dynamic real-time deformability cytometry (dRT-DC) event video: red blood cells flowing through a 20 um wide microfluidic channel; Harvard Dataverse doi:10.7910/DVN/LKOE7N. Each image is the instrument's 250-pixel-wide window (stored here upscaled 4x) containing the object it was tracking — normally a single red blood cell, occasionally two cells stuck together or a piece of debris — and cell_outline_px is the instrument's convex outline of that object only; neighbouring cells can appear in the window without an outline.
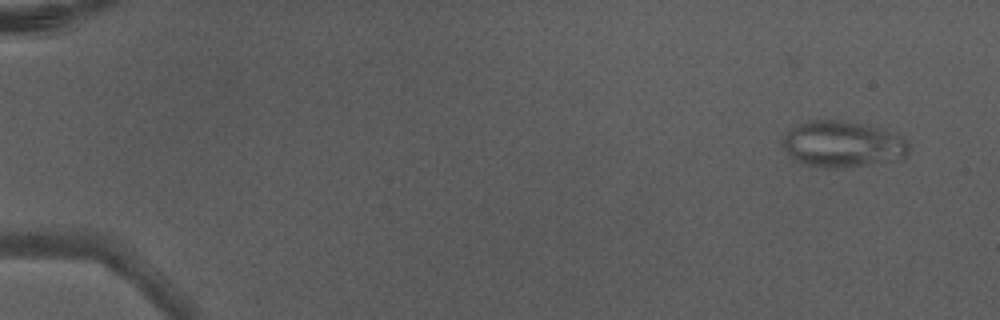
{"species": "Egyptian fruit bat (a non-hibernating species)", "species_latin": "Rousettus aegyptiacus", "temperature_condition": "warm", "stored_images_in_passage": 6, "camera_frame_rate_fps": 3000, "um_per_image_px": 0.085, "animal": {"sex": "male"}, "frame": {"image": 1, "passage_image": 2, "time_ms": 0.333, "image_size_px": [1000, 320], "cell_outline_px": [[912, 144], [904, 160], [840, 168], [828, 168], [804, 164], [788, 156], [784, 148], [784, 136], [792, 128], [808, 120], [840, 120], [880, 128], [900, 136]], "centroid_in_image_um": [71.68, 12.28], "position_along_channel_um": 13.3, "area_um2": 34.1}}